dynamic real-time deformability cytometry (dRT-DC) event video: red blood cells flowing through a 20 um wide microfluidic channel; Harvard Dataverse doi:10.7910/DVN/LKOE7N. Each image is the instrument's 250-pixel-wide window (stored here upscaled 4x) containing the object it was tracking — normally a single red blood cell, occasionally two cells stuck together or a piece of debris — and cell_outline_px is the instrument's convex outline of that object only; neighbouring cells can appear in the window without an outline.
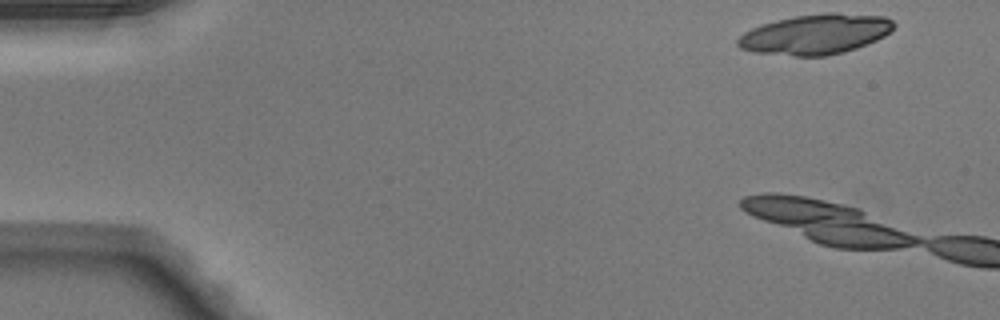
{"species": "Egyptian fruit bat (a non-hibernating species)", "species_latin": "Rousettus aegyptiacus", "temperature_condition": "warm", "stored_images_in_passage": 4, "camera_frame_rate_fps": 3000, "um_per_image_px": 0.085, "animal": {"sex": "male"}, "frame": {"image": 1, "passage_image": 1, "time_ms": 0.0, "image_size_px": [1000, 320], "cell_outline_px": [[896, 24], [884, 36], [876, 40], [856, 48], [844, 52], [824, 56], [792, 56], [752, 52], [740, 48], [736, 44], [736, 40], [744, 32], [752, 28], [776, 20], [796, 16], [832, 12], [836, 12], [884, 16], [892, 20]], "centroid_in_image_um": [69.3, 2.91], "position_along_channel_um": 15.7, "area_um2": 36.41}}